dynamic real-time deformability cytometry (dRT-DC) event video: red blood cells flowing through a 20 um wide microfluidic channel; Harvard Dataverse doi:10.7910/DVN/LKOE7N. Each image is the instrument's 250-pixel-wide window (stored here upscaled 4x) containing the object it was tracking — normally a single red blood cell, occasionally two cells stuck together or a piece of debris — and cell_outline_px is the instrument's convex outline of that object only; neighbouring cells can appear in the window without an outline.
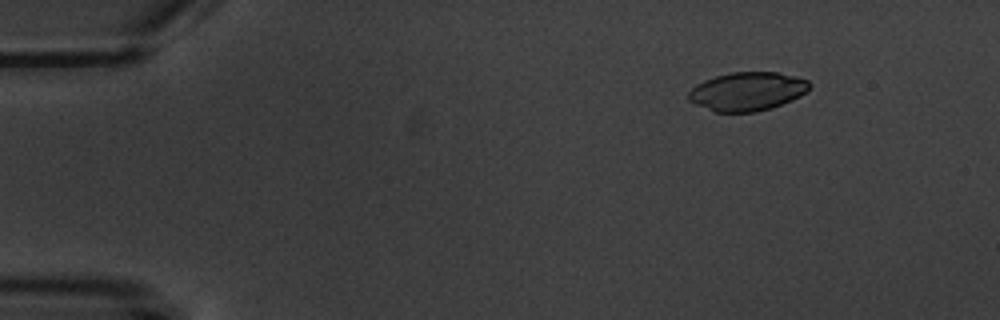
{"species": "common noctule bat (a hibernating species)", "species_latin": "Nyctalus noctula", "temperature_condition": "warm", "stored_images_in_passage": 5, "camera_frame_rate_fps": 3000, "um_per_image_px": 0.085, "animal": {"sex": "male", "body_mass_g": 20.1, "forearm_length_mm": 53.5}, "frame": {"image": 1, "passage_image": 1, "time_ms": 0.0, "image_size_px": [1000, 320], "cell_outline_px": [[812, 84], [800, 96], [792, 100], [772, 108], [756, 112], [716, 112], [696, 104], [688, 100], [688, 92], [696, 84], [704, 80], [716, 76], [732, 72], [776, 72], [796, 76], [808, 80]], "centroid_in_image_um": [63.52, 7.77], "position_along_channel_um": 21.5, "area_um2": 27.22}}